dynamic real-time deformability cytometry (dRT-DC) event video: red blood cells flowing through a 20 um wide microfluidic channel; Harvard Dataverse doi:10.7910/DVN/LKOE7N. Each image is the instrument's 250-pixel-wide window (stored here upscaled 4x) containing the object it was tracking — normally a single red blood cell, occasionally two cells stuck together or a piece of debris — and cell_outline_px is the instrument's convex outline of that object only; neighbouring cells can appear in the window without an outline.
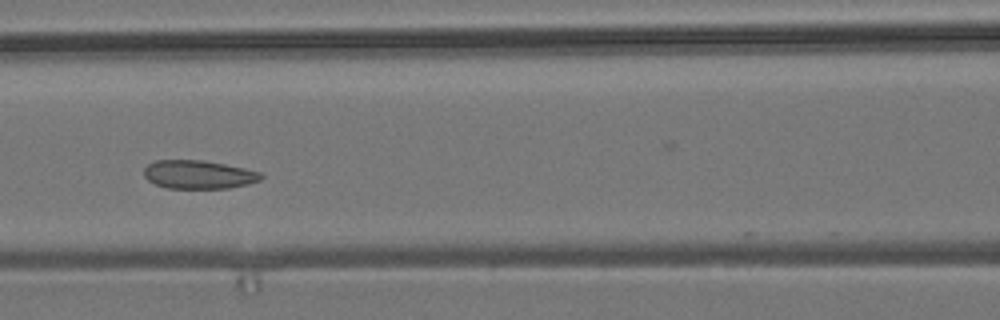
{"species": "common noctule bat (a hibernating species)", "species_latin": "Nyctalus noctula", "temperature_condition": "room temperature", "stored_images_in_passage": 8, "camera_frame_rate_fps": 3000, "um_per_image_px": 0.085, "animal": {"sex": "male", "body_mass_g": 19.2, "forearm_length_mm": 51.8}, "frame": {"image": 1, "passage_image": 4, "time_ms": 1.0, "image_size_px": [1000, 320], "cell_outline_px": [[264, 176], [260, 180], [248, 184], [228, 188], [168, 188], [156, 184], [148, 180], [144, 176], [144, 168], [148, 164], [156, 160], [204, 160], [244, 168], [260, 172]], "centroid_in_image_um": [16.88, 14.83], "position_along_channel_um": 149.7, "area_um2": 19.36}}
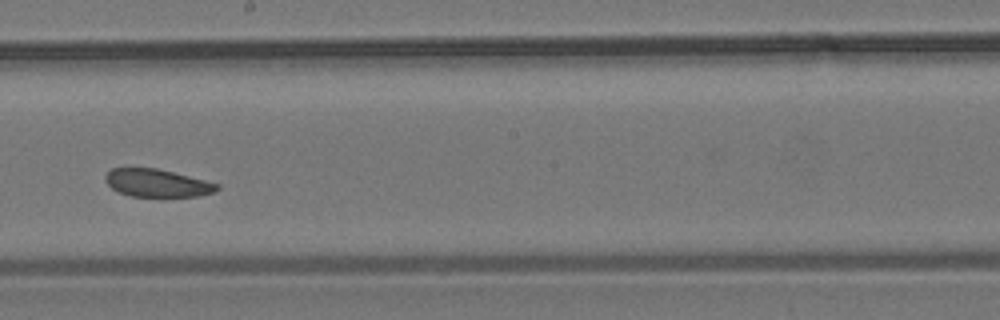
{"frame": {"image": 2, "passage_image": 6, "time_ms": 1.667, "image_size_px": [1000, 320], "cell_outline_px": [[220, 188], [216, 192], [196, 196], [132, 196], [120, 192], [112, 188], [104, 180], [104, 176], [112, 168], [156, 168], [220, 184]], "centroid_in_image_um": [13.36, 15.55], "position_along_channel_um": 234.8, "area_um2": 17.86}}
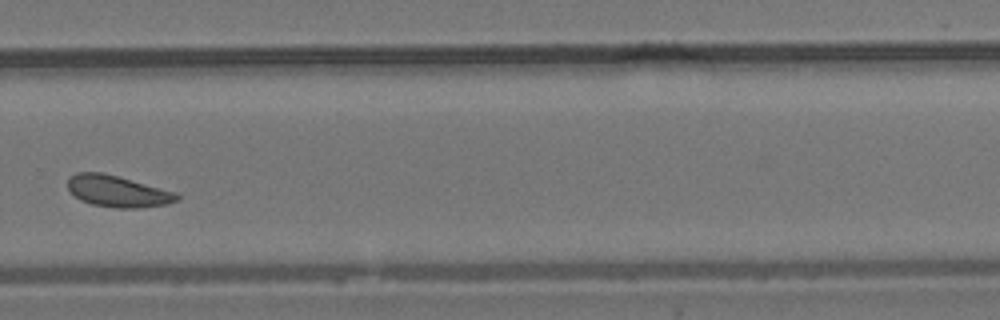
{"frame": {"image": 3, "passage_image": 8, "time_ms": 2.333, "image_size_px": [1000, 320], "cell_outline_px": [[180, 200], [168, 204], [136, 208], [116, 208], [92, 204], [80, 200], [68, 192], [68, 176], [76, 172], [100, 172], [116, 176], [176, 192], [180, 196]], "centroid_in_image_um": [9.97, 16.26], "position_along_channel_um": 319.8, "area_um2": 20.06}}